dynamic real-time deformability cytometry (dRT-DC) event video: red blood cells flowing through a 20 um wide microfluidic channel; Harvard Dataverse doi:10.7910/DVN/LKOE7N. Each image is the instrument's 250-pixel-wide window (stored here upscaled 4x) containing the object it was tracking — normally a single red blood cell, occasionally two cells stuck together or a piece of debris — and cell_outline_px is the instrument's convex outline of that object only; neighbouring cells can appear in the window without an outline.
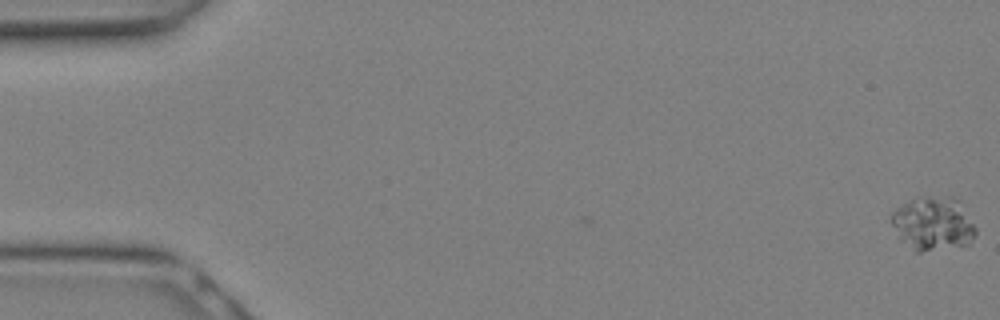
{"species": "Egyptian fruit bat (a non-hibernating species)", "species_latin": "Rousettus aegyptiacus", "temperature_condition": "warm", "stored_images_in_passage": 10, "camera_frame_rate_fps": 3000, "um_per_image_px": 0.085, "animal": {"sex": "female"}, "frame": {"image": 1, "passage_image": 1, "time_ms": 0.0, "image_size_px": [1000, 320], "cell_outline_px": [[976, 236], [968, 244], [920, 252], [916, 252], [900, 240], [888, 220], [888, 216], [896, 208], [912, 200], [948, 196], [952, 196], [960, 200], [976, 228]], "centroid_in_image_um": [79.3, 19.02], "position_along_channel_um": 5.7, "area_um2": 26.36}}